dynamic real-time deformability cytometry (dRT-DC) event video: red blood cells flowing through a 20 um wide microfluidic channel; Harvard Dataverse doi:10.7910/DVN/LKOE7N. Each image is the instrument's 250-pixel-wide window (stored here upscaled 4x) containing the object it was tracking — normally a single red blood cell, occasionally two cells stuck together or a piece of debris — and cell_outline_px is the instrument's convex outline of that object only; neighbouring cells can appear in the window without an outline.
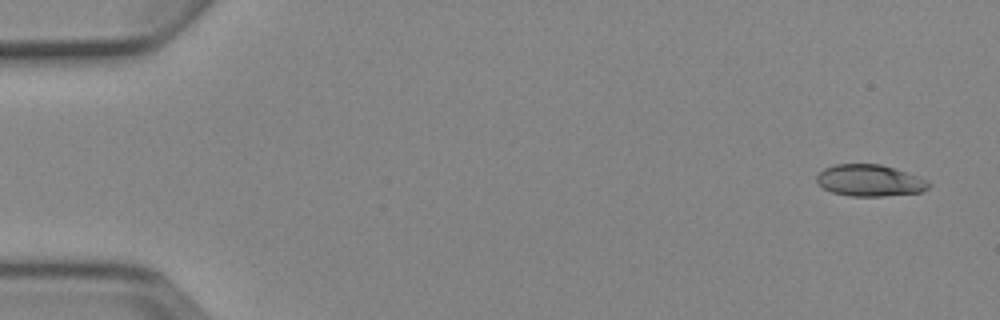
{"species": "Egyptian fruit bat (a non-hibernating species)", "species_latin": "Rousettus aegyptiacus", "temperature_condition": "cold", "stored_images_in_passage": 4, "camera_frame_rate_fps": 3000, "um_per_image_px": 0.085, "animal": {"sex": "female"}, "frame": {"image": 1, "passage_image": 1, "time_ms": 0.0, "image_size_px": [1000, 320], "cell_outline_px": [[932, 184], [928, 188], [920, 192], [884, 196], [852, 196], [832, 192], [824, 188], [816, 180], [816, 176], [824, 168], [836, 164], [880, 164], [928, 180]], "centroid_in_image_um": [73.92, 15.34], "position_along_channel_um": 11.1, "area_um2": 20.4}}
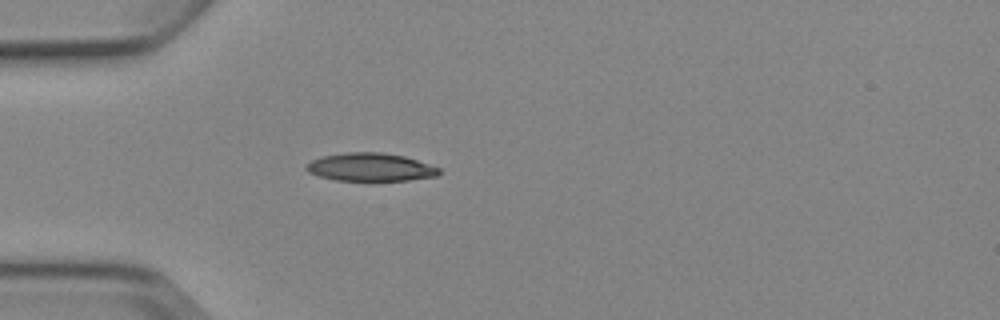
{"frame": {"image": 2, "passage_image": 4, "time_ms": 4.333, "image_size_px": [1000, 320], "cell_outline_px": [[440, 172], [436, 176], [408, 180], [336, 180], [320, 176], [308, 172], [304, 168], [304, 164], [312, 160], [324, 156], [344, 152], [384, 152], [404, 156], [440, 168]], "centroid_in_image_um": [31.45, 14.2], "position_along_channel_um": 53.5, "area_um2": 21.62}}